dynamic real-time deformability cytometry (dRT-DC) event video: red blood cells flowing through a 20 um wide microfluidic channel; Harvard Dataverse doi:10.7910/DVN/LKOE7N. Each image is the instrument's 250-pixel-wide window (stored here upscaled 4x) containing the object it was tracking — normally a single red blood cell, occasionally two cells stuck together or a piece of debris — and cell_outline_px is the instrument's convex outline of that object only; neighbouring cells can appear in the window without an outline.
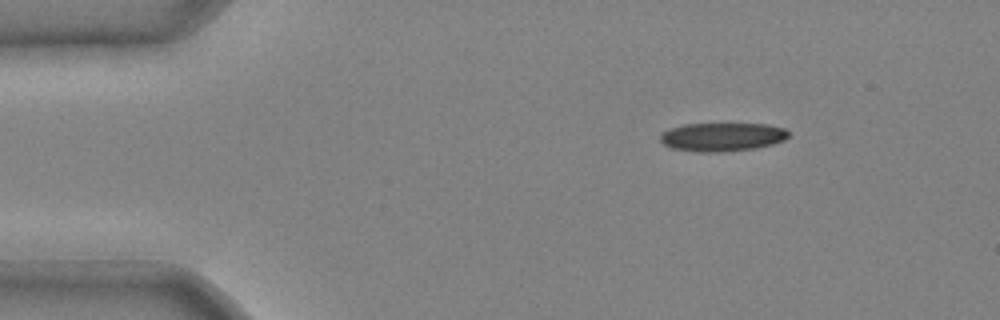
{"species": "common noctule bat (a hibernating species)", "species_latin": "Nyctalus noctula", "temperature_condition": "cold", "stored_images_in_passage": 3, "camera_frame_rate_fps": 3000, "um_per_image_px": 0.085, "animal": {"sex": "male", "body_mass_g": 20.4}, "frame": {"image": 1, "passage_image": 1, "time_ms": 0.0, "image_size_px": [1000, 320], "cell_outline_px": [[788, 136], [784, 140], [772, 144], [756, 148], [720, 152], [696, 152], [672, 148], [664, 144], [660, 140], [660, 136], [668, 128], [684, 124], [768, 124], [784, 128], [788, 132]], "centroid_in_image_um": [61.37, 11.64], "position_along_channel_um": 23.6, "area_um2": 21.33}}
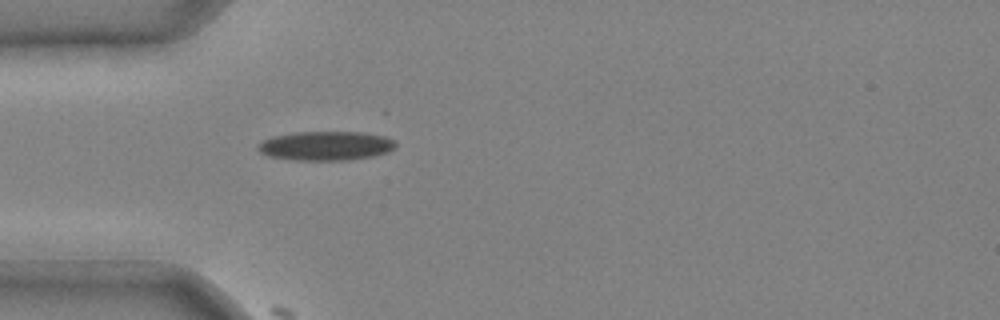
{"frame": {"image": 2, "passage_image": 3, "time_ms": 0.667, "image_size_px": [1000, 320], "cell_outline_px": [[396, 148], [388, 152], [372, 156], [348, 160], [292, 160], [268, 156], [260, 152], [256, 148], [264, 140], [272, 136], [296, 132], [364, 132], [384, 136], [396, 140]], "centroid_in_image_um": [27.72, 12.39], "position_along_channel_um": 57.3, "area_um2": 23.52}}